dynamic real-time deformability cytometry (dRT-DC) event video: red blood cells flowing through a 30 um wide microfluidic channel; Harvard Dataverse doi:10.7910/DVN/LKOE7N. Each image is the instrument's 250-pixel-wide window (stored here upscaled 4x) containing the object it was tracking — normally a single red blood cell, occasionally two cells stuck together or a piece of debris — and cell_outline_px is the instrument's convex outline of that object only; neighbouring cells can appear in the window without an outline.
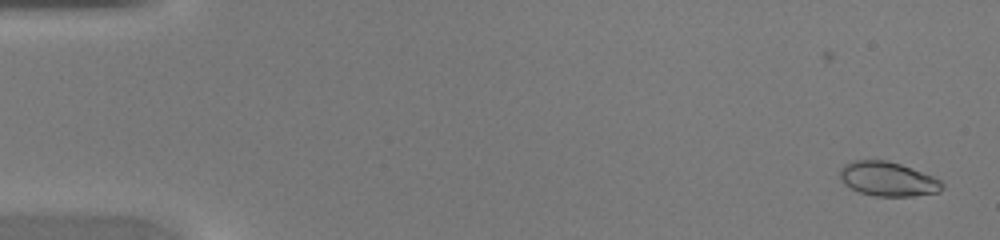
{"species": "common noctule bat (a hibernating species)", "species_latin": "Nyctalus noctula", "temperature_condition": "warm", "stored_images_in_passage": 45, "camera_frame_rate_fps": 3000, "um_per_image_px": 0.085, "animal": {"sex": "female", "body_mass_g": 20.0, "forearm_length_mm": 54.0}, "frame": {"image": 1, "passage_image": 1, "time_ms": 0.0, "image_size_px": [1000, 240], "cell_outline_px": [[944, 188], [940, 192], [912, 196], [876, 196], [860, 192], [844, 184], [840, 176], [840, 168], [844, 164], [852, 160], [888, 160], [900, 164], [932, 176], [940, 180], [944, 184]], "centroid_in_image_um": [75.47, 15.21], "position_along_channel_um": 9.5, "area_um2": 20.4}}
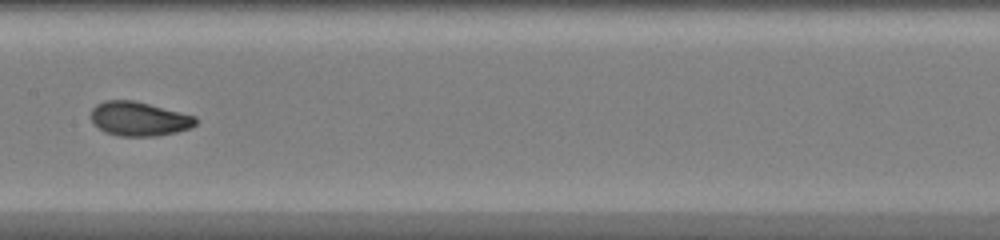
{"frame": {"image": 2, "passage_image": 23, "time_ms": 7.333, "image_size_px": [1000, 240], "cell_outline_px": [[196, 124], [192, 128], [176, 132], [156, 136], [120, 136], [104, 132], [92, 120], [92, 108], [96, 104], [104, 100], [132, 100], [196, 116]], "centroid_in_image_um": [11.83, 10.1], "position_along_channel_um": 195.6, "area_um2": 20.69}}
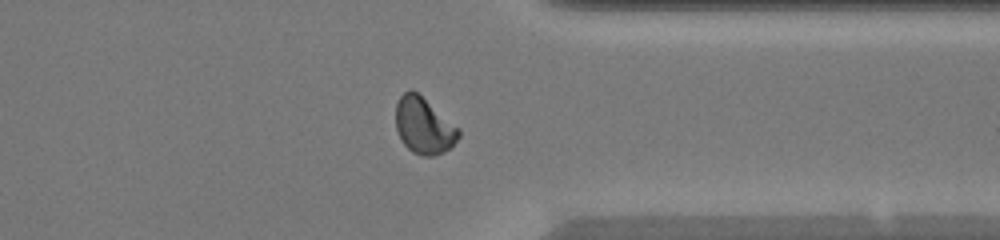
{"frame": {"image": 3, "passage_image": 35, "time_ms": 11.333, "image_size_px": [1000, 240], "cell_outline_px": [[460, 136], [444, 152], [432, 156], [420, 156], [412, 152], [404, 144], [396, 128], [396, 104], [400, 96], [404, 92], [412, 88], [460, 128]], "centroid_in_image_um": [36.02, 10.68], "position_along_channel_um": 375.4, "area_um2": 20.58}}